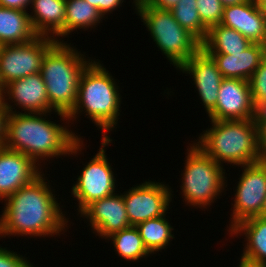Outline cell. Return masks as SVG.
<instances>
[{
  "instance_id": "30",
  "label": "cell",
  "mask_w": 266,
  "mask_h": 267,
  "mask_svg": "<svg viewBox=\"0 0 266 267\" xmlns=\"http://www.w3.org/2000/svg\"><path fill=\"white\" fill-rule=\"evenodd\" d=\"M95 7L103 16L109 12H113L117 7L121 6L124 0H85Z\"/></svg>"
},
{
  "instance_id": "17",
  "label": "cell",
  "mask_w": 266,
  "mask_h": 267,
  "mask_svg": "<svg viewBox=\"0 0 266 267\" xmlns=\"http://www.w3.org/2000/svg\"><path fill=\"white\" fill-rule=\"evenodd\" d=\"M220 24L237 30L251 43L264 42L266 17L255 0L225 6Z\"/></svg>"
},
{
  "instance_id": "24",
  "label": "cell",
  "mask_w": 266,
  "mask_h": 267,
  "mask_svg": "<svg viewBox=\"0 0 266 267\" xmlns=\"http://www.w3.org/2000/svg\"><path fill=\"white\" fill-rule=\"evenodd\" d=\"M136 227L139 230L145 247L150 253L166 248L170 244V240L174 238L172 234L174 228L167 221L165 215L148 219L145 222L139 223Z\"/></svg>"
},
{
  "instance_id": "36",
  "label": "cell",
  "mask_w": 266,
  "mask_h": 267,
  "mask_svg": "<svg viewBox=\"0 0 266 267\" xmlns=\"http://www.w3.org/2000/svg\"><path fill=\"white\" fill-rule=\"evenodd\" d=\"M238 267H266L265 263L251 261L241 256L240 264Z\"/></svg>"
},
{
  "instance_id": "29",
  "label": "cell",
  "mask_w": 266,
  "mask_h": 267,
  "mask_svg": "<svg viewBox=\"0 0 266 267\" xmlns=\"http://www.w3.org/2000/svg\"><path fill=\"white\" fill-rule=\"evenodd\" d=\"M0 267H34L29 260L17 252L0 247Z\"/></svg>"
},
{
  "instance_id": "5",
  "label": "cell",
  "mask_w": 266,
  "mask_h": 267,
  "mask_svg": "<svg viewBox=\"0 0 266 267\" xmlns=\"http://www.w3.org/2000/svg\"><path fill=\"white\" fill-rule=\"evenodd\" d=\"M75 47L56 42L45 54L41 75L45 82L49 105L56 111L69 114L76 105L79 80L91 63Z\"/></svg>"
},
{
  "instance_id": "15",
  "label": "cell",
  "mask_w": 266,
  "mask_h": 267,
  "mask_svg": "<svg viewBox=\"0 0 266 267\" xmlns=\"http://www.w3.org/2000/svg\"><path fill=\"white\" fill-rule=\"evenodd\" d=\"M178 70L193 76L192 81H194L205 110L209 114L216 107L218 91L224 79L216 63L201 48L189 60L185 61Z\"/></svg>"
},
{
  "instance_id": "41",
  "label": "cell",
  "mask_w": 266,
  "mask_h": 267,
  "mask_svg": "<svg viewBox=\"0 0 266 267\" xmlns=\"http://www.w3.org/2000/svg\"><path fill=\"white\" fill-rule=\"evenodd\" d=\"M145 2V0H133L134 5L136 6L139 3Z\"/></svg>"
},
{
  "instance_id": "43",
  "label": "cell",
  "mask_w": 266,
  "mask_h": 267,
  "mask_svg": "<svg viewBox=\"0 0 266 267\" xmlns=\"http://www.w3.org/2000/svg\"><path fill=\"white\" fill-rule=\"evenodd\" d=\"M0 91L3 93V87L1 85V82H0Z\"/></svg>"
},
{
  "instance_id": "27",
  "label": "cell",
  "mask_w": 266,
  "mask_h": 267,
  "mask_svg": "<svg viewBox=\"0 0 266 267\" xmlns=\"http://www.w3.org/2000/svg\"><path fill=\"white\" fill-rule=\"evenodd\" d=\"M202 23L210 29L221 22L224 6L220 0H196Z\"/></svg>"
},
{
  "instance_id": "25",
  "label": "cell",
  "mask_w": 266,
  "mask_h": 267,
  "mask_svg": "<svg viewBox=\"0 0 266 267\" xmlns=\"http://www.w3.org/2000/svg\"><path fill=\"white\" fill-rule=\"evenodd\" d=\"M107 239L112 240L115 251L125 260L134 262L151 254L145 247L136 226L115 232Z\"/></svg>"
},
{
  "instance_id": "28",
  "label": "cell",
  "mask_w": 266,
  "mask_h": 267,
  "mask_svg": "<svg viewBox=\"0 0 266 267\" xmlns=\"http://www.w3.org/2000/svg\"><path fill=\"white\" fill-rule=\"evenodd\" d=\"M254 105L266 99V57L249 79Z\"/></svg>"
},
{
  "instance_id": "33",
  "label": "cell",
  "mask_w": 266,
  "mask_h": 267,
  "mask_svg": "<svg viewBox=\"0 0 266 267\" xmlns=\"http://www.w3.org/2000/svg\"><path fill=\"white\" fill-rule=\"evenodd\" d=\"M7 115L8 111L2 102L0 104V147H3L5 143Z\"/></svg>"
},
{
  "instance_id": "13",
  "label": "cell",
  "mask_w": 266,
  "mask_h": 267,
  "mask_svg": "<svg viewBox=\"0 0 266 267\" xmlns=\"http://www.w3.org/2000/svg\"><path fill=\"white\" fill-rule=\"evenodd\" d=\"M2 96L3 102L12 100L14 104H17L16 106L19 105V108H23L24 113H49L54 111L63 121L66 120L69 124L67 114L56 112L49 105L46 85L40 72L10 82L3 88Z\"/></svg>"
},
{
  "instance_id": "12",
  "label": "cell",
  "mask_w": 266,
  "mask_h": 267,
  "mask_svg": "<svg viewBox=\"0 0 266 267\" xmlns=\"http://www.w3.org/2000/svg\"><path fill=\"white\" fill-rule=\"evenodd\" d=\"M216 107L208 114L210 120L254 119L255 105L247 80L224 78Z\"/></svg>"
},
{
  "instance_id": "10",
  "label": "cell",
  "mask_w": 266,
  "mask_h": 267,
  "mask_svg": "<svg viewBox=\"0 0 266 267\" xmlns=\"http://www.w3.org/2000/svg\"><path fill=\"white\" fill-rule=\"evenodd\" d=\"M241 167L244 171L238 178L229 233L241 221L260 216L266 198V162L259 161Z\"/></svg>"
},
{
  "instance_id": "31",
  "label": "cell",
  "mask_w": 266,
  "mask_h": 267,
  "mask_svg": "<svg viewBox=\"0 0 266 267\" xmlns=\"http://www.w3.org/2000/svg\"><path fill=\"white\" fill-rule=\"evenodd\" d=\"M260 160L266 162V118L257 122Z\"/></svg>"
},
{
  "instance_id": "18",
  "label": "cell",
  "mask_w": 266,
  "mask_h": 267,
  "mask_svg": "<svg viewBox=\"0 0 266 267\" xmlns=\"http://www.w3.org/2000/svg\"><path fill=\"white\" fill-rule=\"evenodd\" d=\"M216 63L223 78L247 80L259 67L266 57L265 48L262 44L252 43L242 52L222 54L207 53Z\"/></svg>"
},
{
  "instance_id": "32",
  "label": "cell",
  "mask_w": 266,
  "mask_h": 267,
  "mask_svg": "<svg viewBox=\"0 0 266 267\" xmlns=\"http://www.w3.org/2000/svg\"><path fill=\"white\" fill-rule=\"evenodd\" d=\"M31 3V0H0V5L5 8L17 9L26 11Z\"/></svg>"
},
{
  "instance_id": "11",
  "label": "cell",
  "mask_w": 266,
  "mask_h": 267,
  "mask_svg": "<svg viewBox=\"0 0 266 267\" xmlns=\"http://www.w3.org/2000/svg\"><path fill=\"white\" fill-rule=\"evenodd\" d=\"M171 192V188L162 182L145 181L123 193L131 226L166 215L172 201Z\"/></svg>"
},
{
  "instance_id": "39",
  "label": "cell",
  "mask_w": 266,
  "mask_h": 267,
  "mask_svg": "<svg viewBox=\"0 0 266 267\" xmlns=\"http://www.w3.org/2000/svg\"><path fill=\"white\" fill-rule=\"evenodd\" d=\"M260 217H265L266 218V198L263 202V206H262V209H261V215Z\"/></svg>"
},
{
  "instance_id": "35",
  "label": "cell",
  "mask_w": 266,
  "mask_h": 267,
  "mask_svg": "<svg viewBox=\"0 0 266 267\" xmlns=\"http://www.w3.org/2000/svg\"><path fill=\"white\" fill-rule=\"evenodd\" d=\"M262 118H266V99L260 101L255 106V122L257 123Z\"/></svg>"
},
{
  "instance_id": "20",
  "label": "cell",
  "mask_w": 266,
  "mask_h": 267,
  "mask_svg": "<svg viewBox=\"0 0 266 267\" xmlns=\"http://www.w3.org/2000/svg\"><path fill=\"white\" fill-rule=\"evenodd\" d=\"M28 11L5 8L0 5V44H23L38 35L34 32Z\"/></svg>"
},
{
  "instance_id": "16",
  "label": "cell",
  "mask_w": 266,
  "mask_h": 267,
  "mask_svg": "<svg viewBox=\"0 0 266 267\" xmlns=\"http://www.w3.org/2000/svg\"><path fill=\"white\" fill-rule=\"evenodd\" d=\"M41 167L25 154L0 147V200L31 183L41 174Z\"/></svg>"
},
{
  "instance_id": "3",
  "label": "cell",
  "mask_w": 266,
  "mask_h": 267,
  "mask_svg": "<svg viewBox=\"0 0 266 267\" xmlns=\"http://www.w3.org/2000/svg\"><path fill=\"white\" fill-rule=\"evenodd\" d=\"M115 82L101 63L91 60L80 77L76 105L67 115L68 120H76L77 115L85 111V115L103 130L102 138H110L107 132L117 125L121 106L119 86Z\"/></svg>"
},
{
  "instance_id": "23",
  "label": "cell",
  "mask_w": 266,
  "mask_h": 267,
  "mask_svg": "<svg viewBox=\"0 0 266 267\" xmlns=\"http://www.w3.org/2000/svg\"><path fill=\"white\" fill-rule=\"evenodd\" d=\"M64 38L77 29L94 28L103 16L85 0H66Z\"/></svg>"
},
{
  "instance_id": "2",
  "label": "cell",
  "mask_w": 266,
  "mask_h": 267,
  "mask_svg": "<svg viewBox=\"0 0 266 267\" xmlns=\"http://www.w3.org/2000/svg\"><path fill=\"white\" fill-rule=\"evenodd\" d=\"M3 104L8 111L4 147L25 154L37 162L38 166L40 159L44 161L67 154L76 155L82 150L84 144L81 137L79 138L71 129L69 131L65 125L56 124L45 117L51 112H16L10 103Z\"/></svg>"
},
{
  "instance_id": "26",
  "label": "cell",
  "mask_w": 266,
  "mask_h": 267,
  "mask_svg": "<svg viewBox=\"0 0 266 267\" xmlns=\"http://www.w3.org/2000/svg\"><path fill=\"white\" fill-rule=\"evenodd\" d=\"M170 11L176 21L201 44L205 41L209 29L201 21L196 0H179Z\"/></svg>"
},
{
  "instance_id": "34",
  "label": "cell",
  "mask_w": 266,
  "mask_h": 267,
  "mask_svg": "<svg viewBox=\"0 0 266 267\" xmlns=\"http://www.w3.org/2000/svg\"><path fill=\"white\" fill-rule=\"evenodd\" d=\"M179 0H148L147 2L154 8L160 10H171Z\"/></svg>"
},
{
  "instance_id": "22",
  "label": "cell",
  "mask_w": 266,
  "mask_h": 267,
  "mask_svg": "<svg viewBox=\"0 0 266 267\" xmlns=\"http://www.w3.org/2000/svg\"><path fill=\"white\" fill-rule=\"evenodd\" d=\"M252 43L237 30L222 24L214 25L208 30L201 48L206 53L229 54L244 51Z\"/></svg>"
},
{
  "instance_id": "40",
  "label": "cell",
  "mask_w": 266,
  "mask_h": 267,
  "mask_svg": "<svg viewBox=\"0 0 266 267\" xmlns=\"http://www.w3.org/2000/svg\"><path fill=\"white\" fill-rule=\"evenodd\" d=\"M262 45L265 48V52H266V24H265V37H264V42L262 43Z\"/></svg>"
},
{
  "instance_id": "6",
  "label": "cell",
  "mask_w": 266,
  "mask_h": 267,
  "mask_svg": "<svg viewBox=\"0 0 266 267\" xmlns=\"http://www.w3.org/2000/svg\"><path fill=\"white\" fill-rule=\"evenodd\" d=\"M137 13L161 52L178 69L201 49V43L174 18L169 10H160L148 2L135 6Z\"/></svg>"
},
{
  "instance_id": "42",
  "label": "cell",
  "mask_w": 266,
  "mask_h": 267,
  "mask_svg": "<svg viewBox=\"0 0 266 267\" xmlns=\"http://www.w3.org/2000/svg\"><path fill=\"white\" fill-rule=\"evenodd\" d=\"M3 102L2 92L0 91V104Z\"/></svg>"
},
{
  "instance_id": "8",
  "label": "cell",
  "mask_w": 266,
  "mask_h": 267,
  "mask_svg": "<svg viewBox=\"0 0 266 267\" xmlns=\"http://www.w3.org/2000/svg\"><path fill=\"white\" fill-rule=\"evenodd\" d=\"M54 38L37 36L23 44L3 45L0 49V82L4 88L12 81L41 71L46 52L56 43Z\"/></svg>"
},
{
  "instance_id": "4",
  "label": "cell",
  "mask_w": 266,
  "mask_h": 267,
  "mask_svg": "<svg viewBox=\"0 0 266 267\" xmlns=\"http://www.w3.org/2000/svg\"><path fill=\"white\" fill-rule=\"evenodd\" d=\"M211 123L212 127L194 144L215 162L221 166L230 163L240 167L261 161L254 119L211 120Z\"/></svg>"
},
{
  "instance_id": "19",
  "label": "cell",
  "mask_w": 266,
  "mask_h": 267,
  "mask_svg": "<svg viewBox=\"0 0 266 267\" xmlns=\"http://www.w3.org/2000/svg\"><path fill=\"white\" fill-rule=\"evenodd\" d=\"M65 3L66 0H31L33 11L29 17L38 36L52 37L61 42L57 37H64Z\"/></svg>"
},
{
  "instance_id": "1",
  "label": "cell",
  "mask_w": 266,
  "mask_h": 267,
  "mask_svg": "<svg viewBox=\"0 0 266 267\" xmlns=\"http://www.w3.org/2000/svg\"><path fill=\"white\" fill-rule=\"evenodd\" d=\"M43 175L41 173L31 183L4 199L6 206L0 215V237H52L68 227V219Z\"/></svg>"
},
{
  "instance_id": "38",
  "label": "cell",
  "mask_w": 266,
  "mask_h": 267,
  "mask_svg": "<svg viewBox=\"0 0 266 267\" xmlns=\"http://www.w3.org/2000/svg\"><path fill=\"white\" fill-rule=\"evenodd\" d=\"M258 8L264 13L266 17V0H255Z\"/></svg>"
},
{
  "instance_id": "37",
  "label": "cell",
  "mask_w": 266,
  "mask_h": 267,
  "mask_svg": "<svg viewBox=\"0 0 266 267\" xmlns=\"http://www.w3.org/2000/svg\"><path fill=\"white\" fill-rule=\"evenodd\" d=\"M222 5L229 6V5H237L246 2L247 0H220Z\"/></svg>"
},
{
  "instance_id": "14",
  "label": "cell",
  "mask_w": 266,
  "mask_h": 267,
  "mask_svg": "<svg viewBox=\"0 0 266 267\" xmlns=\"http://www.w3.org/2000/svg\"><path fill=\"white\" fill-rule=\"evenodd\" d=\"M80 217L89 219L93 233L105 240L111 234L131 226L122 194L93 201L81 213Z\"/></svg>"
},
{
  "instance_id": "9",
  "label": "cell",
  "mask_w": 266,
  "mask_h": 267,
  "mask_svg": "<svg viewBox=\"0 0 266 267\" xmlns=\"http://www.w3.org/2000/svg\"><path fill=\"white\" fill-rule=\"evenodd\" d=\"M102 147L97 154L91 158L76 183L72 186V195L78 200V214H80L93 201L115 194V179L112 167L105 155V147L112 139H101Z\"/></svg>"
},
{
  "instance_id": "7",
  "label": "cell",
  "mask_w": 266,
  "mask_h": 267,
  "mask_svg": "<svg viewBox=\"0 0 266 267\" xmlns=\"http://www.w3.org/2000/svg\"><path fill=\"white\" fill-rule=\"evenodd\" d=\"M192 144L187 148V159L182 175V186H180L181 193L187 205L201 208L209 205L210 207L224 190L225 170L194 142Z\"/></svg>"
},
{
  "instance_id": "21",
  "label": "cell",
  "mask_w": 266,
  "mask_h": 267,
  "mask_svg": "<svg viewBox=\"0 0 266 267\" xmlns=\"http://www.w3.org/2000/svg\"><path fill=\"white\" fill-rule=\"evenodd\" d=\"M231 236L245 235L247 243L242 257L266 264V218L255 216L241 221L231 231ZM233 234V235H232Z\"/></svg>"
}]
</instances>
